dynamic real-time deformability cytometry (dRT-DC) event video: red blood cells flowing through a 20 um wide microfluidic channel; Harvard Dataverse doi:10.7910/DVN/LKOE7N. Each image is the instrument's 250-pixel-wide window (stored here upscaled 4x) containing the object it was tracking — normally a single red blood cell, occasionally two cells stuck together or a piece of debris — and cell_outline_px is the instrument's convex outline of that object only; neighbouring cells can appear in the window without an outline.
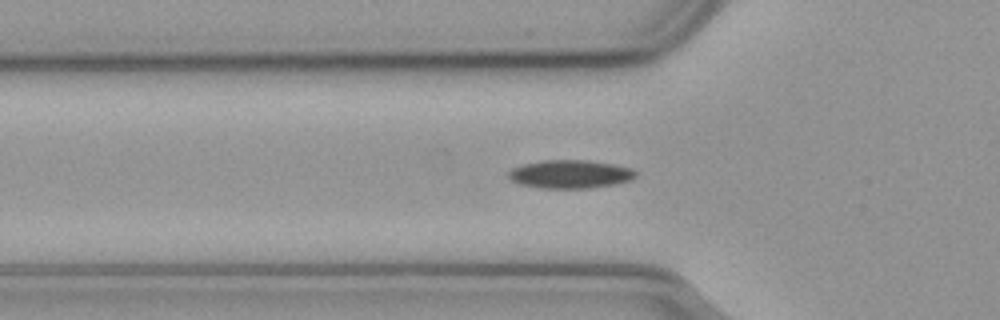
{"species": "common noctule bat (a hibernating species)", "species_latin": "Nyctalus noctula", "temperature_condition": "cold", "stored_images_in_passage": 41, "segment_of_instrument_passage": [1, 2], "camera_frame_rate_fps": 3000, "um_per_image_px": 0.085, "animal": {"sex": "male", "body_mass_g": 23.1, "forearm_length_mm": 52.7}, "frame": {"image": 1, "passage_image": 2, "time_ms": 0.333, "image_size_px": [1000, 320], "cell_outline_px": [[636, 176], [632, 180], [616, 184], [592, 188], [540, 188], [520, 184], [512, 180], [508, 176], [508, 172], [512, 168], [524, 164], [544, 160], [588, 160], [612, 164], [632, 168], [636, 172]], "centroid_in_image_um": [48.49, 14.81], "position_along_channel_um": 77.3, "area_um2": 21.04}}
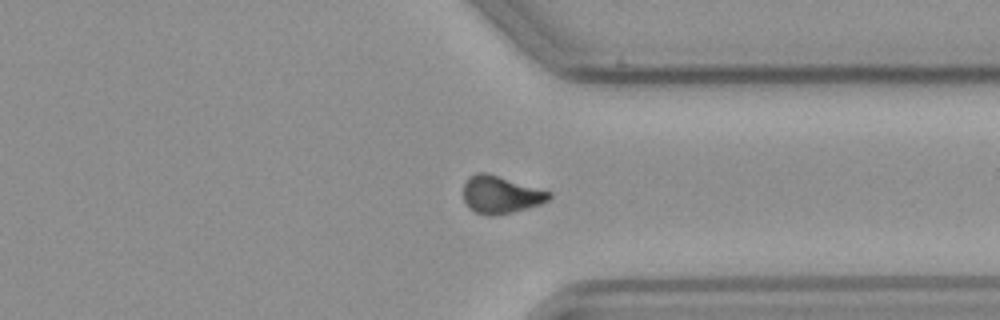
{"frame": {"image": 2, "passage_image": 26, "time_ms": 8.333, "image_size_px": [1000, 320], "cell_outline_px": [[552, 196], [548, 200], [540, 204], [528, 208], [512, 212], [492, 216], [488, 216], [476, 212], [468, 208], [464, 200], [464, 184], [468, 176], [476, 172], [488, 172], [552, 192]], "centroid_in_image_um": [42.55, 16.53], "position_along_channel_um": 368.9, "area_um2": 18.96}}
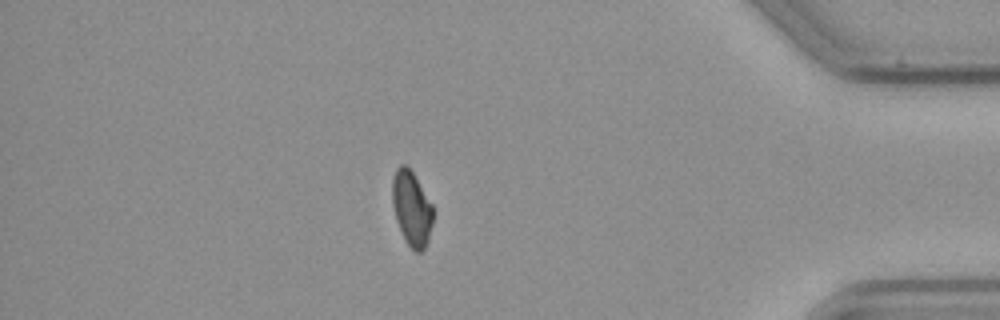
{"frame": {"image": 3, "passage_image": 32, "time_ms": 10.333, "image_size_px": [1000, 320], "cell_outline_px": [[432, 224], [428, 240], [424, 248], [420, 252], [416, 252], [404, 240], [396, 220], [392, 204], [392, 180], [396, 168], [400, 164], [404, 164], [412, 172], [432, 204]], "centroid_in_image_um": [34.97, 17.72], "position_along_channel_um": 400.2, "area_um2": 17.57}}